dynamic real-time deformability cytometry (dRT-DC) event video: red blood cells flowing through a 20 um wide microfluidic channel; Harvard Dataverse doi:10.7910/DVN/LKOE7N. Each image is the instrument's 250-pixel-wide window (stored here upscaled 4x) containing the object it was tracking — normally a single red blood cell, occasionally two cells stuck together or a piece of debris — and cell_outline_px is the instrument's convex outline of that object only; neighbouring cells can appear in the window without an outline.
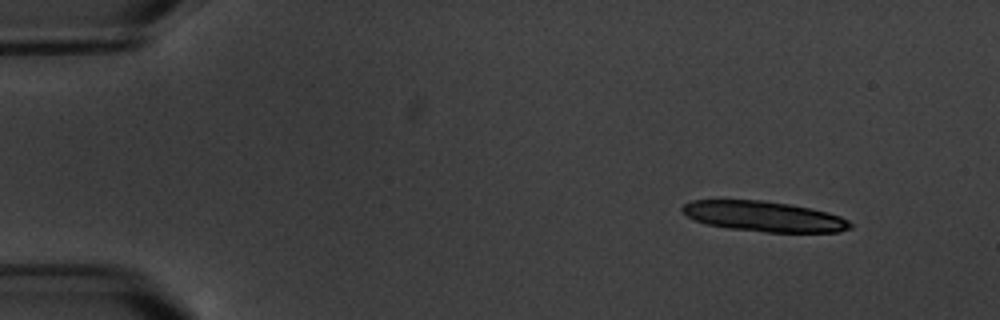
{"species": "common noctule bat (a hibernating species)", "species_latin": "Nyctalus noctula", "temperature_condition": "warm", "stored_images_in_passage": 4, "camera_frame_rate_fps": 3000, "um_per_image_px": 0.085, "animal": {"sex": "male", "body_mass_g": 20.1, "forearm_length_mm": 53.5}, "frame": {"image": 1, "passage_image": 1, "time_ms": 0.0, "image_size_px": [1000, 320], "cell_outline_px": [[852, 228], [840, 232], [764, 232], [728, 228], [708, 224], [696, 220], [688, 216], [680, 208], [684, 204], [692, 200], [764, 200], [788, 204], [828, 212], [840, 216], [848, 220], [852, 224]], "centroid_in_image_um": [64.96, 18.4], "position_along_channel_um": 20.0, "area_um2": 29.54}}